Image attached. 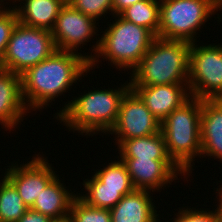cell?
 Segmentation results:
<instances>
[{
	"label": "cell",
	"mask_w": 222,
	"mask_h": 222,
	"mask_svg": "<svg viewBox=\"0 0 222 222\" xmlns=\"http://www.w3.org/2000/svg\"><path fill=\"white\" fill-rule=\"evenodd\" d=\"M190 49L188 89L198 99H222V43L197 45Z\"/></svg>",
	"instance_id": "8"
},
{
	"label": "cell",
	"mask_w": 222,
	"mask_h": 222,
	"mask_svg": "<svg viewBox=\"0 0 222 222\" xmlns=\"http://www.w3.org/2000/svg\"><path fill=\"white\" fill-rule=\"evenodd\" d=\"M0 182V222H18L29 209L14 185L4 176Z\"/></svg>",
	"instance_id": "22"
},
{
	"label": "cell",
	"mask_w": 222,
	"mask_h": 222,
	"mask_svg": "<svg viewBox=\"0 0 222 222\" xmlns=\"http://www.w3.org/2000/svg\"><path fill=\"white\" fill-rule=\"evenodd\" d=\"M86 54L55 50L48 58L22 73V97L27 109L37 112V109L47 108L55 98L64 96L71 86H75L84 75L86 77L90 73Z\"/></svg>",
	"instance_id": "1"
},
{
	"label": "cell",
	"mask_w": 222,
	"mask_h": 222,
	"mask_svg": "<svg viewBox=\"0 0 222 222\" xmlns=\"http://www.w3.org/2000/svg\"><path fill=\"white\" fill-rule=\"evenodd\" d=\"M200 131L201 157H213L221 162L222 99H201Z\"/></svg>",
	"instance_id": "15"
},
{
	"label": "cell",
	"mask_w": 222,
	"mask_h": 222,
	"mask_svg": "<svg viewBox=\"0 0 222 222\" xmlns=\"http://www.w3.org/2000/svg\"><path fill=\"white\" fill-rule=\"evenodd\" d=\"M218 196V204H216L217 208L212 210H198V208H179L176 218H171V222H214L220 216V193L216 190L215 192ZM194 208V209H193Z\"/></svg>",
	"instance_id": "26"
},
{
	"label": "cell",
	"mask_w": 222,
	"mask_h": 222,
	"mask_svg": "<svg viewBox=\"0 0 222 222\" xmlns=\"http://www.w3.org/2000/svg\"><path fill=\"white\" fill-rule=\"evenodd\" d=\"M123 19L150 30L156 37L160 26V0H142L119 14Z\"/></svg>",
	"instance_id": "21"
},
{
	"label": "cell",
	"mask_w": 222,
	"mask_h": 222,
	"mask_svg": "<svg viewBox=\"0 0 222 222\" xmlns=\"http://www.w3.org/2000/svg\"><path fill=\"white\" fill-rule=\"evenodd\" d=\"M117 157V161H111L101 170H95L94 175L90 177L91 179L83 180L84 188L118 190L123 195L131 193L135 188L125 164L119 159V156Z\"/></svg>",
	"instance_id": "20"
},
{
	"label": "cell",
	"mask_w": 222,
	"mask_h": 222,
	"mask_svg": "<svg viewBox=\"0 0 222 222\" xmlns=\"http://www.w3.org/2000/svg\"><path fill=\"white\" fill-rule=\"evenodd\" d=\"M215 2L222 9V0H215Z\"/></svg>",
	"instance_id": "32"
},
{
	"label": "cell",
	"mask_w": 222,
	"mask_h": 222,
	"mask_svg": "<svg viewBox=\"0 0 222 222\" xmlns=\"http://www.w3.org/2000/svg\"><path fill=\"white\" fill-rule=\"evenodd\" d=\"M214 222H222V218L219 216Z\"/></svg>",
	"instance_id": "34"
},
{
	"label": "cell",
	"mask_w": 222,
	"mask_h": 222,
	"mask_svg": "<svg viewBox=\"0 0 222 222\" xmlns=\"http://www.w3.org/2000/svg\"><path fill=\"white\" fill-rule=\"evenodd\" d=\"M191 43L156 37L142 60L130 70V86L188 83Z\"/></svg>",
	"instance_id": "4"
},
{
	"label": "cell",
	"mask_w": 222,
	"mask_h": 222,
	"mask_svg": "<svg viewBox=\"0 0 222 222\" xmlns=\"http://www.w3.org/2000/svg\"><path fill=\"white\" fill-rule=\"evenodd\" d=\"M116 88H93L94 91L90 89L88 93L78 94L79 97H72L73 100L65 103L53 116L66 128L69 127V131H78L80 135L93 136L100 132L108 135L117 120L121 100L130 89L128 79Z\"/></svg>",
	"instance_id": "2"
},
{
	"label": "cell",
	"mask_w": 222,
	"mask_h": 222,
	"mask_svg": "<svg viewBox=\"0 0 222 222\" xmlns=\"http://www.w3.org/2000/svg\"><path fill=\"white\" fill-rule=\"evenodd\" d=\"M6 0H0V10H3V9H6L7 7H5L4 6V2H5ZM8 1H10V0H8ZM12 1V0H11ZM2 6V7H1Z\"/></svg>",
	"instance_id": "30"
},
{
	"label": "cell",
	"mask_w": 222,
	"mask_h": 222,
	"mask_svg": "<svg viewBox=\"0 0 222 222\" xmlns=\"http://www.w3.org/2000/svg\"><path fill=\"white\" fill-rule=\"evenodd\" d=\"M219 10L215 0H160L158 37L199 42L198 31Z\"/></svg>",
	"instance_id": "6"
},
{
	"label": "cell",
	"mask_w": 222,
	"mask_h": 222,
	"mask_svg": "<svg viewBox=\"0 0 222 222\" xmlns=\"http://www.w3.org/2000/svg\"><path fill=\"white\" fill-rule=\"evenodd\" d=\"M23 1V2H22ZM19 23L51 31L66 0H13Z\"/></svg>",
	"instance_id": "18"
},
{
	"label": "cell",
	"mask_w": 222,
	"mask_h": 222,
	"mask_svg": "<svg viewBox=\"0 0 222 222\" xmlns=\"http://www.w3.org/2000/svg\"><path fill=\"white\" fill-rule=\"evenodd\" d=\"M18 222H56L49 216H46L40 212L28 209Z\"/></svg>",
	"instance_id": "28"
},
{
	"label": "cell",
	"mask_w": 222,
	"mask_h": 222,
	"mask_svg": "<svg viewBox=\"0 0 222 222\" xmlns=\"http://www.w3.org/2000/svg\"><path fill=\"white\" fill-rule=\"evenodd\" d=\"M9 6L0 10V68H3L4 54L7 44L11 38L12 32L18 24V15L16 10Z\"/></svg>",
	"instance_id": "27"
},
{
	"label": "cell",
	"mask_w": 222,
	"mask_h": 222,
	"mask_svg": "<svg viewBox=\"0 0 222 222\" xmlns=\"http://www.w3.org/2000/svg\"><path fill=\"white\" fill-rule=\"evenodd\" d=\"M220 188H217V191L222 195V185L219 186Z\"/></svg>",
	"instance_id": "33"
},
{
	"label": "cell",
	"mask_w": 222,
	"mask_h": 222,
	"mask_svg": "<svg viewBox=\"0 0 222 222\" xmlns=\"http://www.w3.org/2000/svg\"><path fill=\"white\" fill-rule=\"evenodd\" d=\"M27 113L31 111L22 97L21 75L0 68V124L6 131H14Z\"/></svg>",
	"instance_id": "14"
},
{
	"label": "cell",
	"mask_w": 222,
	"mask_h": 222,
	"mask_svg": "<svg viewBox=\"0 0 222 222\" xmlns=\"http://www.w3.org/2000/svg\"><path fill=\"white\" fill-rule=\"evenodd\" d=\"M200 115L201 99L191 96L161 122L168 155L189 177L195 158H201Z\"/></svg>",
	"instance_id": "5"
},
{
	"label": "cell",
	"mask_w": 222,
	"mask_h": 222,
	"mask_svg": "<svg viewBox=\"0 0 222 222\" xmlns=\"http://www.w3.org/2000/svg\"><path fill=\"white\" fill-rule=\"evenodd\" d=\"M151 194L148 190L134 189L124 195L109 209L111 222H161Z\"/></svg>",
	"instance_id": "16"
},
{
	"label": "cell",
	"mask_w": 222,
	"mask_h": 222,
	"mask_svg": "<svg viewBox=\"0 0 222 222\" xmlns=\"http://www.w3.org/2000/svg\"><path fill=\"white\" fill-rule=\"evenodd\" d=\"M72 7L82 12L86 16L91 17L95 21L105 18L107 13L113 16L112 0H66Z\"/></svg>",
	"instance_id": "25"
},
{
	"label": "cell",
	"mask_w": 222,
	"mask_h": 222,
	"mask_svg": "<svg viewBox=\"0 0 222 222\" xmlns=\"http://www.w3.org/2000/svg\"><path fill=\"white\" fill-rule=\"evenodd\" d=\"M121 160L127 168L135 189L161 192V189L166 188V185L169 187L173 181L176 182L178 175L184 176V180L188 179V176L173 161L151 159Z\"/></svg>",
	"instance_id": "12"
},
{
	"label": "cell",
	"mask_w": 222,
	"mask_h": 222,
	"mask_svg": "<svg viewBox=\"0 0 222 222\" xmlns=\"http://www.w3.org/2000/svg\"><path fill=\"white\" fill-rule=\"evenodd\" d=\"M57 176L39 194L30 209L49 216L56 222H67L72 201L77 196ZM67 188V189H66Z\"/></svg>",
	"instance_id": "17"
},
{
	"label": "cell",
	"mask_w": 222,
	"mask_h": 222,
	"mask_svg": "<svg viewBox=\"0 0 222 222\" xmlns=\"http://www.w3.org/2000/svg\"><path fill=\"white\" fill-rule=\"evenodd\" d=\"M82 194L77 196L84 201L86 204L103 209L113 208L122 198L123 194L118 192V190L110 189H84Z\"/></svg>",
	"instance_id": "24"
},
{
	"label": "cell",
	"mask_w": 222,
	"mask_h": 222,
	"mask_svg": "<svg viewBox=\"0 0 222 222\" xmlns=\"http://www.w3.org/2000/svg\"><path fill=\"white\" fill-rule=\"evenodd\" d=\"M113 1V16L119 15L123 10L131 5L142 0H112Z\"/></svg>",
	"instance_id": "29"
},
{
	"label": "cell",
	"mask_w": 222,
	"mask_h": 222,
	"mask_svg": "<svg viewBox=\"0 0 222 222\" xmlns=\"http://www.w3.org/2000/svg\"><path fill=\"white\" fill-rule=\"evenodd\" d=\"M120 159H151L172 161L168 155L162 132L145 137L123 140L118 146Z\"/></svg>",
	"instance_id": "19"
},
{
	"label": "cell",
	"mask_w": 222,
	"mask_h": 222,
	"mask_svg": "<svg viewBox=\"0 0 222 222\" xmlns=\"http://www.w3.org/2000/svg\"><path fill=\"white\" fill-rule=\"evenodd\" d=\"M96 21L66 2L56 18L51 35L56 50L78 53V49L99 35ZM97 31V32H96Z\"/></svg>",
	"instance_id": "10"
},
{
	"label": "cell",
	"mask_w": 222,
	"mask_h": 222,
	"mask_svg": "<svg viewBox=\"0 0 222 222\" xmlns=\"http://www.w3.org/2000/svg\"><path fill=\"white\" fill-rule=\"evenodd\" d=\"M56 50L51 32L18 22L7 44L3 69L21 75Z\"/></svg>",
	"instance_id": "7"
},
{
	"label": "cell",
	"mask_w": 222,
	"mask_h": 222,
	"mask_svg": "<svg viewBox=\"0 0 222 222\" xmlns=\"http://www.w3.org/2000/svg\"><path fill=\"white\" fill-rule=\"evenodd\" d=\"M161 123L174 109L190 97L188 83L153 86H130Z\"/></svg>",
	"instance_id": "13"
},
{
	"label": "cell",
	"mask_w": 222,
	"mask_h": 222,
	"mask_svg": "<svg viewBox=\"0 0 222 222\" xmlns=\"http://www.w3.org/2000/svg\"><path fill=\"white\" fill-rule=\"evenodd\" d=\"M161 131V123L146 107L140 97L129 89L123 96L117 120L109 135H115L116 145L123 140L145 137Z\"/></svg>",
	"instance_id": "9"
},
{
	"label": "cell",
	"mask_w": 222,
	"mask_h": 222,
	"mask_svg": "<svg viewBox=\"0 0 222 222\" xmlns=\"http://www.w3.org/2000/svg\"><path fill=\"white\" fill-rule=\"evenodd\" d=\"M40 155V156H39ZM27 163H12L5 170V177L17 189L19 196L30 208L39 194L57 176L49 160L41 154L34 155Z\"/></svg>",
	"instance_id": "11"
},
{
	"label": "cell",
	"mask_w": 222,
	"mask_h": 222,
	"mask_svg": "<svg viewBox=\"0 0 222 222\" xmlns=\"http://www.w3.org/2000/svg\"><path fill=\"white\" fill-rule=\"evenodd\" d=\"M220 217L222 218V195L220 194Z\"/></svg>",
	"instance_id": "31"
},
{
	"label": "cell",
	"mask_w": 222,
	"mask_h": 222,
	"mask_svg": "<svg viewBox=\"0 0 222 222\" xmlns=\"http://www.w3.org/2000/svg\"><path fill=\"white\" fill-rule=\"evenodd\" d=\"M113 17L115 21L108 24L109 27L104 29V34L98 39L95 37L97 41L92 45V52L87 54L89 70H93L96 65L98 68L97 63L102 62L99 58L108 60L119 71L132 70L156 38L150 30L127 21L120 15Z\"/></svg>",
	"instance_id": "3"
},
{
	"label": "cell",
	"mask_w": 222,
	"mask_h": 222,
	"mask_svg": "<svg viewBox=\"0 0 222 222\" xmlns=\"http://www.w3.org/2000/svg\"><path fill=\"white\" fill-rule=\"evenodd\" d=\"M67 222H111V215L109 209L92 207L76 196Z\"/></svg>",
	"instance_id": "23"
}]
</instances>
